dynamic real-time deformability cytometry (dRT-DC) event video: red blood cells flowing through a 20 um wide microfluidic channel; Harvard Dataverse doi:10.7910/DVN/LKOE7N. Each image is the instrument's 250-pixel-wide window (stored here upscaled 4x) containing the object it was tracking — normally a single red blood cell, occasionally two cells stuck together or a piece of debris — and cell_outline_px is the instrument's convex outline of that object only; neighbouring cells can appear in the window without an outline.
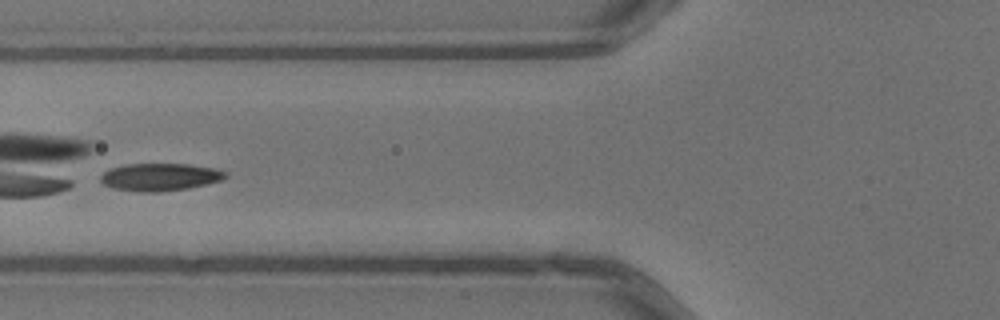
{"species": "common noctule bat (a hibernating species)", "species_latin": "Nyctalus noctula", "temperature_condition": "warm", "stored_images_in_passage": 45, "camera_frame_rate_fps": 3000, "um_per_image_px": 0.085, "animal": {"sex": "male", "body_mass_g": 13.3}, "frame": {"image": 1, "passage_image": 20, "time_ms": 6.333, "image_size_px": [1000, 320], "cell_outline_px": [[228, 176], [220, 180], [188, 188], [160, 192], [140, 192], [112, 188], [104, 184], [100, 180], [100, 176], [104, 172], [112, 168], [124, 164], [188, 164], [212, 168], [228, 172]], "centroid_in_image_um": [13.57, 15.05], "position_along_channel_um": 112.2, "area_um2": 19.94}}
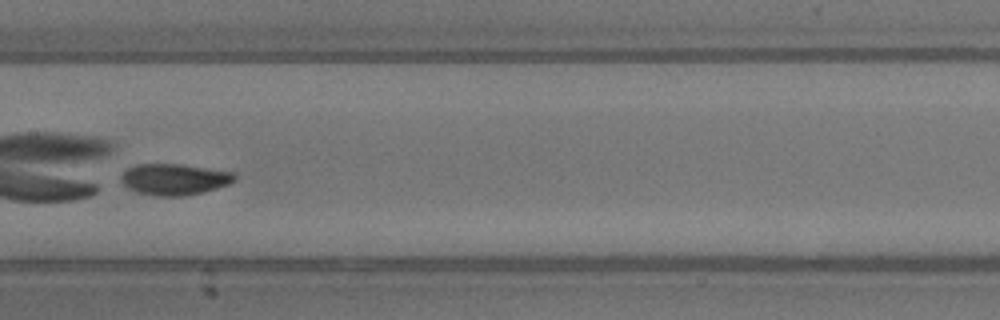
{"frame": {"image": 2, "passage_image": 26, "time_ms": 8.333, "image_size_px": [1000, 320], "cell_outline_px": [[236, 180], [228, 184], [204, 192], [184, 196], [156, 196], [136, 192], [128, 188], [120, 180], [120, 176], [128, 168], [136, 164], [180, 164], [232, 172], [236, 176]], "centroid_in_image_um": [14.79, 15.25], "position_along_channel_um": 192.6, "area_um2": 20.63}}